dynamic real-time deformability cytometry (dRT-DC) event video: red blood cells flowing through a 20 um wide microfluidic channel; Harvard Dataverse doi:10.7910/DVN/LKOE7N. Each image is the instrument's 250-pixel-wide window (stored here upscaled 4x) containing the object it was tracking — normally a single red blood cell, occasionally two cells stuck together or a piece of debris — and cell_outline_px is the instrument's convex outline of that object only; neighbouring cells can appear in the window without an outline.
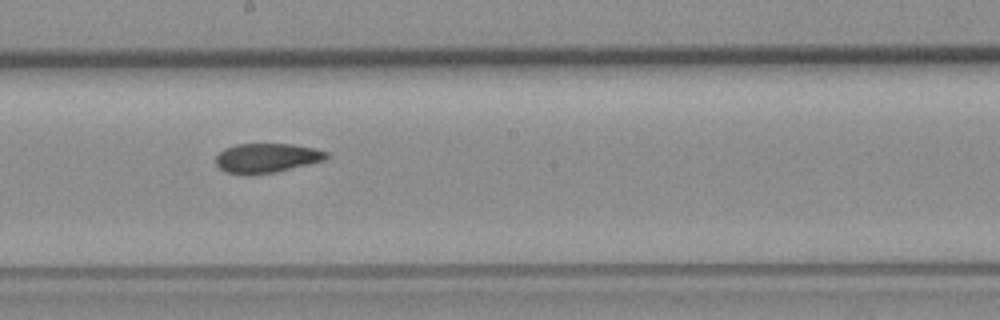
{"species": "common noctule bat (a hibernating species)", "species_latin": "Nyctalus noctula", "temperature_condition": "room temperature", "stored_images_in_passage": 14, "camera_frame_rate_fps": 3000, "um_per_image_px": 0.085, "animal": {"sex": "female", "body_mass_g": 19.3, "forearm_length_mm": 54.1}, "frame": {"image": 1, "passage_image": 7, "time_ms": 7.667, "image_size_px": [1000, 320], "cell_outline_px": [[328, 156], [324, 160], [276, 172], [248, 176], [224, 172], [216, 164], [216, 152], [224, 148], [236, 144], [292, 144], [312, 148], [328, 152]], "centroid_in_image_um": [22.59, 13.44], "position_along_channel_um": 225.6, "area_um2": 19.19}}
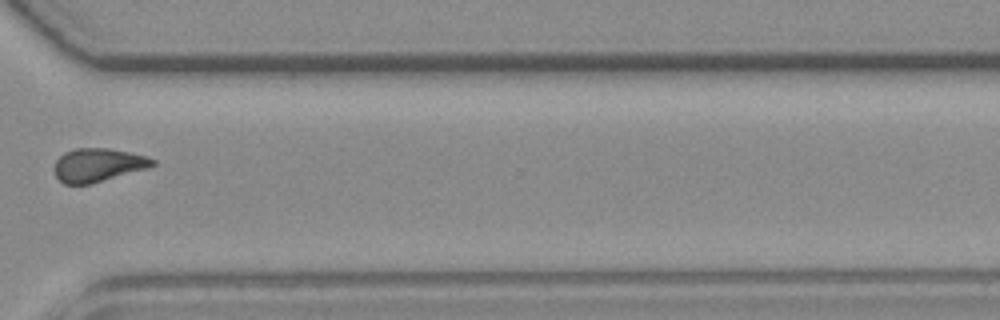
{"frame": {"image": 2, "passage_image": 10, "time_ms": 11.333, "image_size_px": [1000, 320], "cell_outline_px": [[156, 164], [148, 168], [88, 184], [64, 184], [56, 176], [52, 168], [56, 160], [64, 152], [76, 148], [108, 148], [128, 152], [144, 156], [156, 160]], "centroid_in_image_um": [8.29, 14.02], "position_along_channel_um": 362.3, "area_um2": 19.02}}
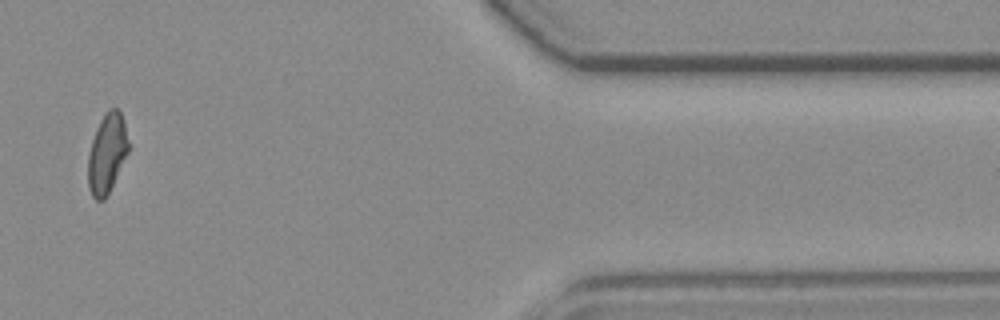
{"frame": {"image": 3, "passage_image": 12, "time_ms": 13.667, "image_size_px": [1000, 320], "cell_outline_px": [[128, 152], [104, 200], [96, 200], [92, 196], [88, 184], [88, 156], [92, 140], [96, 128], [100, 120], [108, 108], [116, 108], [120, 112], [124, 120], [128, 140]], "centroid_in_image_um": [9.08, 13.0], "position_along_channel_um": 402.3, "area_um2": 18.44}, "authors_computed_cell_mechanics": {"area_um2": 18.9006, "velocity_mm_per_s": 3.715, "shape_relaxation_time_tau1_ms": null, "shape_relaxation_time_tau2_ms": 1.242, "deformation_change_tau1": null, "deformation_change_tau2": 0.0762}}